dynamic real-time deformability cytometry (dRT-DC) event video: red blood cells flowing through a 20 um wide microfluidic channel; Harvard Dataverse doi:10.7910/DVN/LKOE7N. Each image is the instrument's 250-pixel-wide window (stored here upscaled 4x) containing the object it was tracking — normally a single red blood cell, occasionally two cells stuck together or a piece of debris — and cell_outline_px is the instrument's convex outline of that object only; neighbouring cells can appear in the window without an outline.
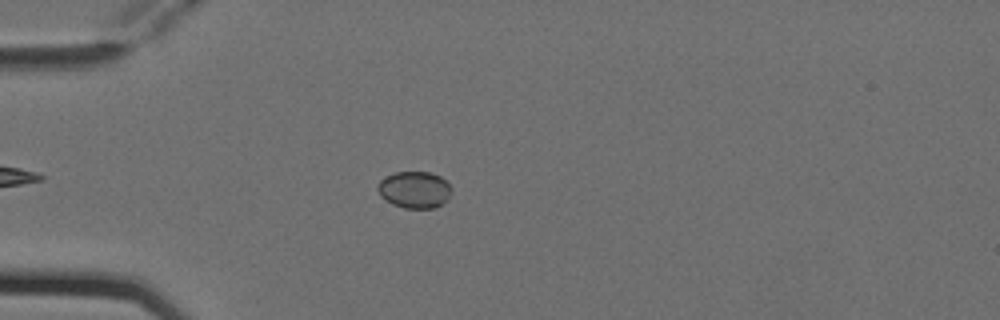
{"species": "Egyptian fruit bat (a non-hibernating species)", "species_latin": "Rousettus aegyptiacus", "temperature_condition": "cold", "stored_images_in_passage": 3, "camera_frame_rate_fps": 3000, "um_per_image_px": 0.085, "animal": {"sex": "female"}, "frame": {"image": 1, "passage_image": 3, "time_ms": 0.667, "image_size_px": [1000, 320], "cell_outline_px": [[452, 192], [448, 200], [436, 208], [404, 208], [392, 204], [384, 200], [380, 196], [376, 188], [376, 184], [380, 180], [396, 172], [428, 172], [440, 176], [452, 188]], "centroid_in_image_um": [35.22, 16.14], "position_along_channel_um": 49.8, "area_um2": 16.01}}